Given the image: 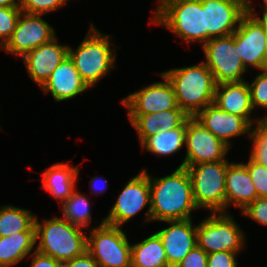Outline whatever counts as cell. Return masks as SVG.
<instances>
[{
	"instance_id": "cell-1",
	"label": "cell",
	"mask_w": 267,
	"mask_h": 267,
	"mask_svg": "<svg viewBox=\"0 0 267 267\" xmlns=\"http://www.w3.org/2000/svg\"><path fill=\"white\" fill-rule=\"evenodd\" d=\"M151 221H175L191 219V212L198 209L194 197L190 175L186 167H177L170 175L152 178Z\"/></svg>"
},
{
	"instance_id": "cell-2",
	"label": "cell",
	"mask_w": 267,
	"mask_h": 267,
	"mask_svg": "<svg viewBox=\"0 0 267 267\" xmlns=\"http://www.w3.org/2000/svg\"><path fill=\"white\" fill-rule=\"evenodd\" d=\"M162 74L173 87L178 107L189 117H195L214 103L217 83L204 61L197 65L173 68Z\"/></svg>"
},
{
	"instance_id": "cell-3",
	"label": "cell",
	"mask_w": 267,
	"mask_h": 267,
	"mask_svg": "<svg viewBox=\"0 0 267 267\" xmlns=\"http://www.w3.org/2000/svg\"><path fill=\"white\" fill-rule=\"evenodd\" d=\"M81 227L73 225L63 217L35 218L36 251L50 256L62 264L82 255L87 249V235Z\"/></svg>"
},
{
	"instance_id": "cell-4",
	"label": "cell",
	"mask_w": 267,
	"mask_h": 267,
	"mask_svg": "<svg viewBox=\"0 0 267 267\" xmlns=\"http://www.w3.org/2000/svg\"><path fill=\"white\" fill-rule=\"evenodd\" d=\"M110 35L102 34L93 24L77 49L69 46L68 56L81 79L93 87L115 66L116 53L111 49Z\"/></svg>"
},
{
	"instance_id": "cell-5",
	"label": "cell",
	"mask_w": 267,
	"mask_h": 267,
	"mask_svg": "<svg viewBox=\"0 0 267 267\" xmlns=\"http://www.w3.org/2000/svg\"><path fill=\"white\" fill-rule=\"evenodd\" d=\"M153 24L166 27L188 44H205V6L201 0H158Z\"/></svg>"
},
{
	"instance_id": "cell-6",
	"label": "cell",
	"mask_w": 267,
	"mask_h": 267,
	"mask_svg": "<svg viewBox=\"0 0 267 267\" xmlns=\"http://www.w3.org/2000/svg\"><path fill=\"white\" fill-rule=\"evenodd\" d=\"M231 162H203L187 166L197 208L211 213L226 211V172Z\"/></svg>"
},
{
	"instance_id": "cell-7",
	"label": "cell",
	"mask_w": 267,
	"mask_h": 267,
	"mask_svg": "<svg viewBox=\"0 0 267 267\" xmlns=\"http://www.w3.org/2000/svg\"><path fill=\"white\" fill-rule=\"evenodd\" d=\"M86 251L99 267H131V244L121 227L105 224L92 227Z\"/></svg>"
},
{
	"instance_id": "cell-8",
	"label": "cell",
	"mask_w": 267,
	"mask_h": 267,
	"mask_svg": "<svg viewBox=\"0 0 267 267\" xmlns=\"http://www.w3.org/2000/svg\"><path fill=\"white\" fill-rule=\"evenodd\" d=\"M243 231L230 214L212 213L197 225V246L207 254L239 253L246 243Z\"/></svg>"
},
{
	"instance_id": "cell-9",
	"label": "cell",
	"mask_w": 267,
	"mask_h": 267,
	"mask_svg": "<svg viewBox=\"0 0 267 267\" xmlns=\"http://www.w3.org/2000/svg\"><path fill=\"white\" fill-rule=\"evenodd\" d=\"M251 2L247 0V12L242 16L234 32L235 46L247 70L250 66L262 71L267 37V17L257 16Z\"/></svg>"
},
{
	"instance_id": "cell-10",
	"label": "cell",
	"mask_w": 267,
	"mask_h": 267,
	"mask_svg": "<svg viewBox=\"0 0 267 267\" xmlns=\"http://www.w3.org/2000/svg\"><path fill=\"white\" fill-rule=\"evenodd\" d=\"M202 49L206 58L204 63L212 72L217 85L244 81L243 74L247 69L235 46L234 33L225 37L211 38Z\"/></svg>"
},
{
	"instance_id": "cell-11",
	"label": "cell",
	"mask_w": 267,
	"mask_h": 267,
	"mask_svg": "<svg viewBox=\"0 0 267 267\" xmlns=\"http://www.w3.org/2000/svg\"><path fill=\"white\" fill-rule=\"evenodd\" d=\"M146 205L149 206L144 220L147 223L151 222V190L149 174L146 170H142L137 176L130 179L117 196L115 204L104 218L105 224L121 227L143 210Z\"/></svg>"
},
{
	"instance_id": "cell-12",
	"label": "cell",
	"mask_w": 267,
	"mask_h": 267,
	"mask_svg": "<svg viewBox=\"0 0 267 267\" xmlns=\"http://www.w3.org/2000/svg\"><path fill=\"white\" fill-rule=\"evenodd\" d=\"M186 155L178 167L226 159L230 147L206 129L195 117L186 120Z\"/></svg>"
},
{
	"instance_id": "cell-13",
	"label": "cell",
	"mask_w": 267,
	"mask_h": 267,
	"mask_svg": "<svg viewBox=\"0 0 267 267\" xmlns=\"http://www.w3.org/2000/svg\"><path fill=\"white\" fill-rule=\"evenodd\" d=\"M55 36L53 27L42 18V15L21 12L11 38L0 48L23 58L29 51L47 43Z\"/></svg>"
},
{
	"instance_id": "cell-14",
	"label": "cell",
	"mask_w": 267,
	"mask_h": 267,
	"mask_svg": "<svg viewBox=\"0 0 267 267\" xmlns=\"http://www.w3.org/2000/svg\"><path fill=\"white\" fill-rule=\"evenodd\" d=\"M205 6V43L232 35L247 12V0H201Z\"/></svg>"
},
{
	"instance_id": "cell-15",
	"label": "cell",
	"mask_w": 267,
	"mask_h": 267,
	"mask_svg": "<svg viewBox=\"0 0 267 267\" xmlns=\"http://www.w3.org/2000/svg\"><path fill=\"white\" fill-rule=\"evenodd\" d=\"M160 76L164 81L154 82L121 100V103L128 109V115H143L169 109H180L170 81L162 73Z\"/></svg>"
},
{
	"instance_id": "cell-16",
	"label": "cell",
	"mask_w": 267,
	"mask_h": 267,
	"mask_svg": "<svg viewBox=\"0 0 267 267\" xmlns=\"http://www.w3.org/2000/svg\"><path fill=\"white\" fill-rule=\"evenodd\" d=\"M163 222L170 226L156 233L162 240L168 265L175 267L197 246V226L192 223V218Z\"/></svg>"
},
{
	"instance_id": "cell-17",
	"label": "cell",
	"mask_w": 267,
	"mask_h": 267,
	"mask_svg": "<svg viewBox=\"0 0 267 267\" xmlns=\"http://www.w3.org/2000/svg\"><path fill=\"white\" fill-rule=\"evenodd\" d=\"M55 36L47 43L29 51L23 58L29 76L40 87L47 81L55 68L68 57V45L57 43Z\"/></svg>"
},
{
	"instance_id": "cell-18",
	"label": "cell",
	"mask_w": 267,
	"mask_h": 267,
	"mask_svg": "<svg viewBox=\"0 0 267 267\" xmlns=\"http://www.w3.org/2000/svg\"><path fill=\"white\" fill-rule=\"evenodd\" d=\"M195 118L231 148L230 138L248 134L252 126L243 118L221 110L214 103L206 106Z\"/></svg>"
},
{
	"instance_id": "cell-19",
	"label": "cell",
	"mask_w": 267,
	"mask_h": 267,
	"mask_svg": "<svg viewBox=\"0 0 267 267\" xmlns=\"http://www.w3.org/2000/svg\"><path fill=\"white\" fill-rule=\"evenodd\" d=\"M40 88L45 94L50 92L57 102L74 98L89 89L69 56L55 68Z\"/></svg>"
},
{
	"instance_id": "cell-20",
	"label": "cell",
	"mask_w": 267,
	"mask_h": 267,
	"mask_svg": "<svg viewBox=\"0 0 267 267\" xmlns=\"http://www.w3.org/2000/svg\"><path fill=\"white\" fill-rule=\"evenodd\" d=\"M214 104L221 110L243 117L252 127L254 119L248 82H231L218 84L215 91Z\"/></svg>"
},
{
	"instance_id": "cell-21",
	"label": "cell",
	"mask_w": 267,
	"mask_h": 267,
	"mask_svg": "<svg viewBox=\"0 0 267 267\" xmlns=\"http://www.w3.org/2000/svg\"><path fill=\"white\" fill-rule=\"evenodd\" d=\"M257 191L243 162L230 163L226 172V210L230 205L242 211L257 198Z\"/></svg>"
},
{
	"instance_id": "cell-22",
	"label": "cell",
	"mask_w": 267,
	"mask_h": 267,
	"mask_svg": "<svg viewBox=\"0 0 267 267\" xmlns=\"http://www.w3.org/2000/svg\"><path fill=\"white\" fill-rule=\"evenodd\" d=\"M129 121L136 129L140 144L149 136L159 131H168L180 127L189 116L182 109H169L143 115H128Z\"/></svg>"
},
{
	"instance_id": "cell-23",
	"label": "cell",
	"mask_w": 267,
	"mask_h": 267,
	"mask_svg": "<svg viewBox=\"0 0 267 267\" xmlns=\"http://www.w3.org/2000/svg\"><path fill=\"white\" fill-rule=\"evenodd\" d=\"M78 174V167H70L68 162L56 163L42 172L41 186L63 204L76 190Z\"/></svg>"
},
{
	"instance_id": "cell-24",
	"label": "cell",
	"mask_w": 267,
	"mask_h": 267,
	"mask_svg": "<svg viewBox=\"0 0 267 267\" xmlns=\"http://www.w3.org/2000/svg\"><path fill=\"white\" fill-rule=\"evenodd\" d=\"M131 267H170L165 249L157 233L140 243L131 244Z\"/></svg>"
},
{
	"instance_id": "cell-25",
	"label": "cell",
	"mask_w": 267,
	"mask_h": 267,
	"mask_svg": "<svg viewBox=\"0 0 267 267\" xmlns=\"http://www.w3.org/2000/svg\"><path fill=\"white\" fill-rule=\"evenodd\" d=\"M35 232L0 237V267H10L25 259L36 248Z\"/></svg>"
},
{
	"instance_id": "cell-26",
	"label": "cell",
	"mask_w": 267,
	"mask_h": 267,
	"mask_svg": "<svg viewBox=\"0 0 267 267\" xmlns=\"http://www.w3.org/2000/svg\"><path fill=\"white\" fill-rule=\"evenodd\" d=\"M186 121L178 128L159 131L147 137L140 145L141 148L157 156H169L179 151L185 145Z\"/></svg>"
},
{
	"instance_id": "cell-27",
	"label": "cell",
	"mask_w": 267,
	"mask_h": 267,
	"mask_svg": "<svg viewBox=\"0 0 267 267\" xmlns=\"http://www.w3.org/2000/svg\"><path fill=\"white\" fill-rule=\"evenodd\" d=\"M36 216L27 209L13 205L0 208V237L11 236L20 232H35Z\"/></svg>"
},
{
	"instance_id": "cell-28",
	"label": "cell",
	"mask_w": 267,
	"mask_h": 267,
	"mask_svg": "<svg viewBox=\"0 0 267 267\" xmlns=\"http://www.w3.org/2000/svg\"><path fill=\"white\" fill-rule=\"evenodd\" d=\"M63 218L73 225L86 228L92 222L90 203L85 195L74 191V193L63 203Z\"/></svg>"
},
{
	"instance_id": "cell-29",
	"label": "cell",
	"mask_w": 267,
	"mask_h": 267,
	"mask_svg": "<svg viewBox=\"0 0 267 267\" xmlns=\"http://www.w3.org/2000/svg\"><path fill=\"white\" fill-rule=\"evenodd\" d=\"M255 119L257 124L252 127L249 136L253 141L250 157L257 163L267 167V128L261 123V118Z\"/></svg>"
},
{
	"instance_id": "cell-30",
	"label": "cell",
	"mask_w": 267,
	"mask_h": 267,
	"mask_svg": "<svg viewBox=\"0 0 267 267\" xmlns=\"http://www.w3.org/2000/svg\"><path fill=\"white\" fill-rule=\"evenodd\" d=\"M20 7H0V46L3 47L11 38L21 14ZM2 39V40H1Z\"/></svg>"
},
{
	"instance_id": "cell-31",
	"label": "cell",
	"mask_w": 267,
	"mask_h": 267,
	"mask_svg": "<svg viewBox=\"0 0 267 267\" xmlns=\"http://www.w3.org/2000/svg\"><path fill=\"white\" fill-rule=\"evenodd\" d=\"M69 0H20V9L24 13L44 15L66 5Z\"/></svg>"
},
{
	"instance_id": "cell-32",
	"label": "cell",
	"mask_w": 267,
	"mask_h": 267,
	"mask_svg": "<svg viewBox=\"0 0 267 267\" xmlns=\"http://www.w3.org/2000/svg\"><path fill=\"white\" fill-rule=\"evenodd\" d=\"M248 86L253 110L257 106L267 108V71L262 70Z\"/></svg>"
},
{
	"instance_id": "cell-33",
	"label": "cell",
	"mask_w": 267,
	"mask_h": 267,
	"mask_svg": "<svg viewBox=\"0 0 267 267\" xmlns=\"http://www.w3.org/2000/svg\"><path fill=\"white\" fill-rule=\"evenodd\" d=\"M247 167L250 178L252 179L258 197L267 198V167L257 163L249 157Z\"/></svg>"
},
{
	"instance_id": "cell-34",
	"label": "cell",
	"mask_w": 267,
	"mask_h": 267,
	"mask_svg": "<svg viewBox=\"0 0 267 267\" xmlns=\"http://www.w3.org/2000/svg\"><path fill=\"white\" fill-rule=\"evenodd\" d=\"M243 215L259 222V224L267 225V198L257 197L243 211Z\"/></svg>"
},
{
	"instance_id": "cell-35",
	"label": "cell",
	"mask_w": 267,
	"mask_h": 267,
	"mask_svg": "<svg viewBox=\"0 0 267 267\" xmlns=\"http://www.w3.org/2000/svg\"><path fill=\"white\" fill-rule=\"evenodd\" d=\"M237 254L229 251L210 253L208 254L207 267H238Z\"/></svg>"
},
{
	"instance_id": "cell-36",
	"label": "cell",
	"mask_w": 267,
	"mask_h": 267,
	"mask_svg": "<svg viewBox=\"0 0 267 267\" xmlns=\"http://www.w3.org/2000/svg\"><path fill=\"white\" fill-rule=\"evenodd\" d=\"M208 254L200 247H194L175 267H207Z\"/></svg>"
},
{
	"instance_id": "cell-37",
	"label": "cell",
	"mask_w": 267,
	"mask_h": 267,
	"mask_svg": "<svg viewBox=\"0 0 267 267\" xmlns=\"http://www.w3.org/2000/svg\"><path fill=\"white\" fill-rule=\"evenodd\" d=\"M62 265L63 267H99L98 263L87 251L76 258L64 262Z\"/></svg>"
},
{
	"instance_id": "cell-38",
	"label": "cell",
	"mask_w": 267,
	"mask_h": 267,
	"mask_svg": "<svg viewBox=\"0 0 267 267\" xmlns=\"http://www.w3.org/2000/svg\"><path fill=\"white\" fill-rule=\"evenodd\" d=\"M31 267H63L62 263L34 250Z\"/></svg>"
},
{
	"instance_id": "cell-39",
	"label": "cell",
	"mask_w": 267,
	"mask_h": 267,
	"mask_svg": "<svg viewBox=\"0 0 267 267\" xmlns=\"http://www.w3.org/2000/svg\"><path fill=\"white\" fill-rule=\"evenodd\" d=\"M100 177H101V179H103L102 181H101V180H100V181L103 182V183H105L106 180H104V178H103L102 176H100ZM98 178H99V177L94 176V177H92L91 180H90V183H91V186H90V187H91V189H92V190H97V191H95V192H94V191L91 192L92 195H93L94 193H96V194H97V193H98V194H99V193H100V194L102 193V194H103L104 191H106V190H103V189H107V188H104V187H107V183L104 184V187H102L101 190L99 189L100 191H98V189H96V188H100L99 185H103L101 182H100L101 184L98 183V182H99V181H98V180H99ZM97 185H98V186H97Z\"/></svg>"
},
{
	"instance_id": "cell-40",
	"label": "cell",
	"mask_w": 267,
	"mask_h": 267,
	"mask_svg": "<svg viewBox=\"0 0 267 267\" xmlns=\"http://www.w3.org/2000/svg\"><path fill=\"white\" fill-rule=\"evenodd\" d=\"M0 7H20V0H0Z\"/></svg>"
},
{
	"instance_id": "cell-41",
	"label": "cell",
	"mask_w": 267,
	"mask_h": 267,
	"mask_svg": "<svg viewBox=\"0 0 267 267\" xmlns=\"http://www.w3.org/2000/svg\"><path fill=\"white\" fill-rule=\"evenodd\" d=\"M263 70L267 71V37L265 42V55H264V62H263Z\"/></svg>"
},
{
	"instance_id": "cell-42",
	"label": "cell",
	"mask_w": 267,
	"mask_h": 267,
	"mask_svg": "<svg viewBox=\"0 0 267 267\" xmlns=\"http://www.w3.org/2000/svg\"><path fill=\"white\" fill-rule=\"evenodd\" d=\"M264 3V10L262 17H267V0H263Z\"/></svg>"
},
{
	"instance_id": "cell-43",
	"label": "cell",
	"mask_w": 267,
	"mask_h": 267,
	"mask_svg": "<svg viewBox=\"0 0 267 267\" xmlns=\"http://www.w3.org/2000/svg\"><path fill=\"white\" fill-rule=\"evenodd\" d=\"M261 123L267 128V115L264 117L261 118Z\"/></svg>"
}]
</instances>
